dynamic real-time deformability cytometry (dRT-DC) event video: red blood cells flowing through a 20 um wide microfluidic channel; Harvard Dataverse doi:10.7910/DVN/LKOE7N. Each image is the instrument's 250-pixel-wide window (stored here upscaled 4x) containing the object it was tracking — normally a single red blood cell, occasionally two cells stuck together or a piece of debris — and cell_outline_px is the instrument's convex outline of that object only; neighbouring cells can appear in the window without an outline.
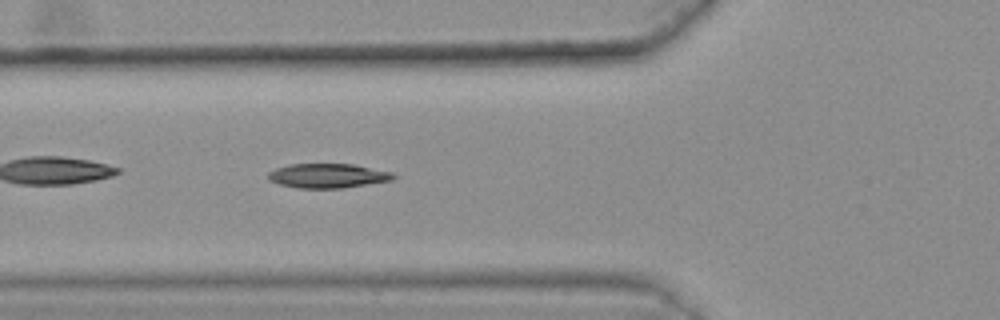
{"species": "common noctule bat (a hibernating species)", "species_latin": "Nyctalus noctula", "temperature_condition": "warm", "stored_images_in_passage": 32, "camera_frame_rate_fps": 3000, "um_per_image_px": 0.085, "animal": {"sex": "female", "body_mass_g": 25.1}, "frame": {"image": 1, "passage_image": 5, "time_ms": 1.333, "image_size_px": [1000, 320], "cell_outline_px": [[396, 176], [392, 180], [344, 188], [300, 188], [280, 184], [268, 180], [268, 172], [276, 168], [288, 164], [352, 164], [392, 172]], "centroid_in_image_um": [27.85, 14.94], "position_along_channel_um": 98.0, "area_um2": 17.74}}
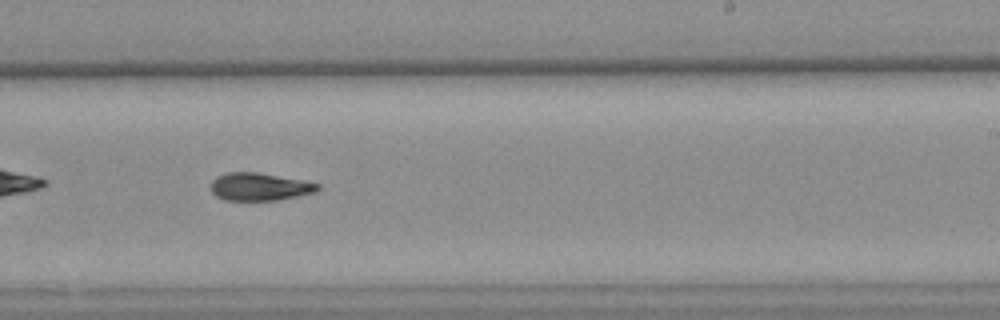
{"frame": {"image": 2, "passage_image": 19, "time_ms": 6.0, "image_size_px": [1000, 320], "cell_outline_px": [[320, 188], [316, 192], [276, 200], [224, 200], [216, 196], [212, 192], [212, 180], [216, 176], [228, 172], [256, 172], [308, 180], [320, 184]], "centroid_in_image_um": [22.1, 15.86], "position_along_channel_um": 266.9, "area_um2": 17.4}, "authors_computed_cell_mechanics": {"area_um2": 17.7735, "velocity_mm_per_s": 3.6171, "shape_relaxation_time_tau1_ms": 8.1669, "shape_relaxation_time_tau2_ms": 5.3515, "deformation_change_tau1": 0.18, "deformation_change_tau2": 0.1141}}